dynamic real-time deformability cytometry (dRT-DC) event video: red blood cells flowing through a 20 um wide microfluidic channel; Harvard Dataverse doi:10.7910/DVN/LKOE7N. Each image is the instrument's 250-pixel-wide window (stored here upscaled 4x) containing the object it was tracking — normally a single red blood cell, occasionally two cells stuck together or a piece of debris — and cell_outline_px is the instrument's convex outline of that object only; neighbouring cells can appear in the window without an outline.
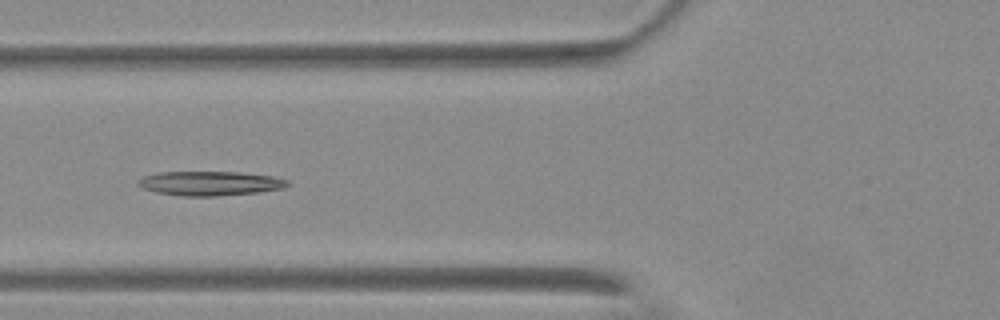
{"species": "Egyptian fruit bat (a non-hibernating species)", "species_latin": "Rousettus aegyptiacus", "temperature_condition": "warm", "stored_images_in_passage": 6, "camera_frame_rate_fps": 3000, "um_per_image_px": 0.085, "animal": {"sex": "female"}, "frame": {"image": 1, "passage_image": 5, "time_ms": 4.667, "image_size_px": [1000, 320], "cell_outline_px": [[292, 184], [284, 188], [260, 192], [216, 196], [180, 196], [156, 192], [144, 188], [136, 184], [144, 176], [156, 172], [236, 172], [272, 176], [288, 180]], "centroid_in_image_um": [17.88, 15.59], "position_along_channel_um": 107.9, "area_um2": 21.21}}
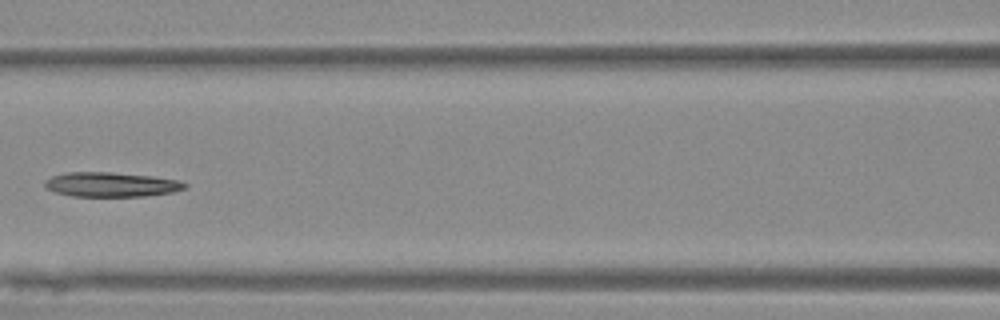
{"frame": {"image": 2, "passage_image": 6, "time_ms": 6.0, "image_size_px": [1000, 320], "cell_outline_px": [[188, 184], [184, 188], [172, 192], [144, 196], [72, 196], [56, 192], [48, 188], [44, 184], [52, 176], [68, 172], [112, 172], [152, 176], [176, 180]], "centroid_in_image_um": [9.46, 15.68], "position_along_channel_um": 157.1, "area_um2": 19.71}}